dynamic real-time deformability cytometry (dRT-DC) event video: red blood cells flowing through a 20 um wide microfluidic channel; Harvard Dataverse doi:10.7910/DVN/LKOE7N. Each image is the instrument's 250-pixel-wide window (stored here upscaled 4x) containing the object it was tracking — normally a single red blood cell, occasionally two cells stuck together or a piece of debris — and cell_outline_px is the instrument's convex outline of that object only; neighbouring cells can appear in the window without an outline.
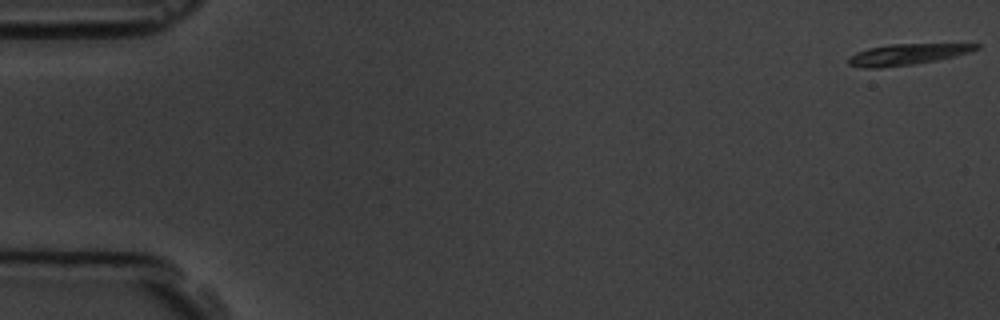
{"species": "common noctule bat (a hibernating species)", "species_latin": "Nyctalus noctula", "temperature_condition": "room temperature", "stored_images_in_passage": 6, "camera_frame_rate_fps": 3000, "um_per_image_px": 0.085, "animal": {"sex": "male", "body_mass_g": 19.5, "forearm_length_mm": 54.6}, "frame": {"image": 1, "passage_image": 1, "time_ms": 0.0, "image_size_px": [1000, 320], "cell_outline_px": [[980, 48], [968, 52], [936, 60], [912, 64], [880, 68], [860, 68], [848, 64], [848, 56], [856, 52], [868, 48], [892, 44], [980, 44]], "centroid_in_image_um": [77.01, 4.63], "position_along_channel_um": 8.0, "area_um2": 15.43}}
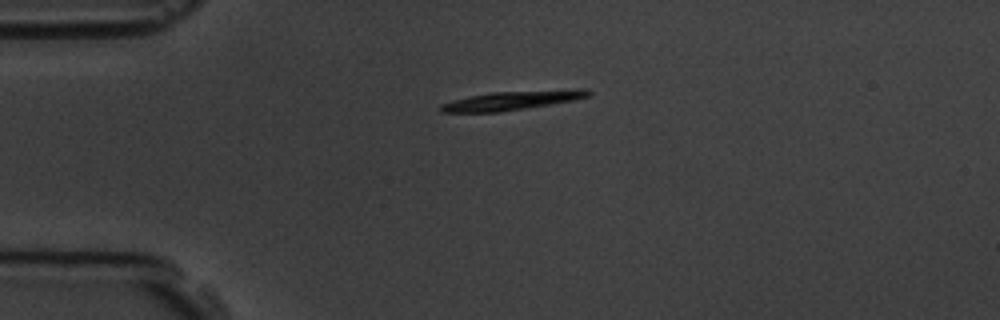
{"frame": {"image": 2, "passage_image": 4, "time_ms": 4.333, "image_size_px": [1000, 320], "cell_outline_px": [[592, 96], [576, 100], [500, 112], [440, 112], [440, 104], [452, 100], [468, 96], [492, 92], [580, 88], [584, 88], [592, 92]], "centroid_in_image_um": [43.6, 8.52], "position_along_channel_um": 41.4, "area_um2": 16.65}}
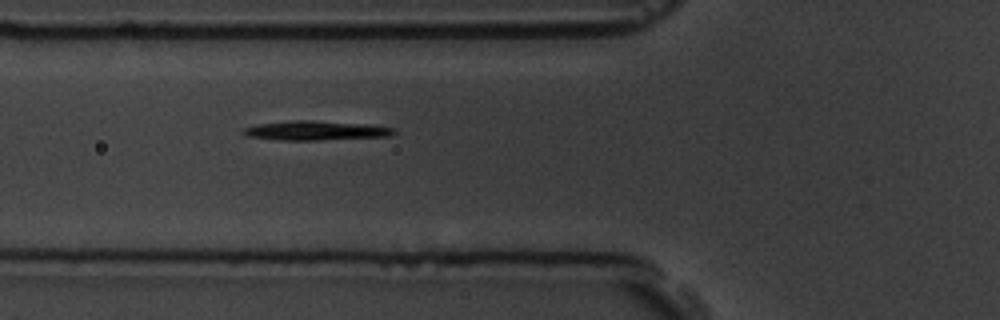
{"frame": {"image": 3, "passage_image": 6, "time_ms": 6.667, "image_size_px": [1000, 320], "cell_outline_px": [[396, 132], [392, 136], [320, 140], [280, 140], [248, 136], [240, 132], [244, 128], [256, 124], [292, 120], [312, 120], [368, 124], [396, 128]], "centroid_in_image_um": [26.87, 11.09], "position_along_channel_um": 98.9, "area_um2": 17.17}}